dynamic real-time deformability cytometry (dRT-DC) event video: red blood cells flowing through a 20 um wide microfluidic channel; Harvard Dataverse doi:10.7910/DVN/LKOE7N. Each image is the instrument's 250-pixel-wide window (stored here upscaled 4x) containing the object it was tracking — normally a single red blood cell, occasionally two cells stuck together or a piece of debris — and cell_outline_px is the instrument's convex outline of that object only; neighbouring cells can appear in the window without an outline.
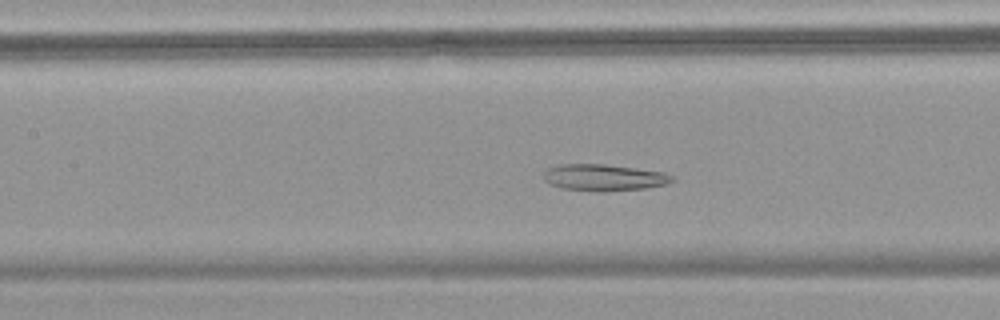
{"species": "common noctule bat (a hibernating species)", "species_latin": "Nyctalus noctula", "temperature_condition": "warm", "stored_images_in_passage": 47, "camera_frame_rate_fps": 3000, "um_per_image_px": 0.085, "animal": {"sex": "female", "body_mass_g": 18.4}, "frame": {"image": 1, "passage_image": 20, "time_ms": 6.333, "image_size_px": [1000, 320], "cell_outline_px": [[676, 180], [668, 184], [644, 188], [604, 192], [596, 192], [560, 188], [548, 184], [544, 180], [544, 172], [548, 168], [560, 164], [604, 164], [664, 172], [672, 176]], "centroid_in_image_um": [51.31, 15.1], "position_along_channel_um": 156.1, "area_um2": 20.11}}
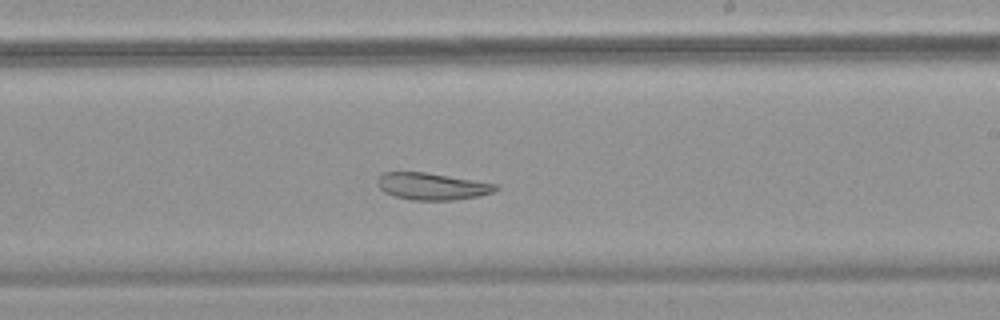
{"frame": {"image": 2, "passage_image": 27, "time_ms": 8.667, "image_size_px": [1000, 320], "cell_outline_px": [[496, 192], [456, 200], [412, 200], [396, 196], [384, 192], [380, 188], [376, 180], [384, 172], [424, 172], [496, 184]], "centroid_in_image_um": [36.7, 15.84], "position_along_channel_um": 252.3, "area_um2": 18.26}}
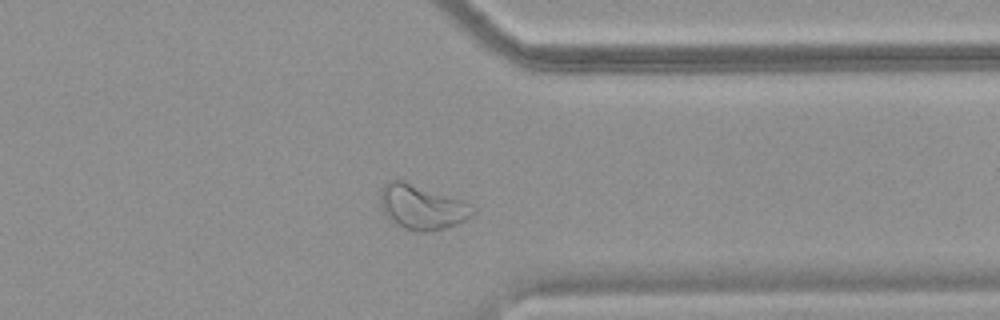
{"frame": {"image": 3, "passage_image": 36, "time_ms": 11.667, "image_size_px": [1000, 320], "cell_outline_px": [[476, 212], [472, 216], [456, 224], [444, 228], [424, 232], [420, 232], [404, 228], [396, 224], [384, 216], [380, 208], [380, 192], [384, 184], [388, 180], [404, 180], [468, 200], [476, 208]], "centroid_in_image_um": [35.89, 17.57], "position_along_channel_um": 375.5, "area_um2": 24.85}}